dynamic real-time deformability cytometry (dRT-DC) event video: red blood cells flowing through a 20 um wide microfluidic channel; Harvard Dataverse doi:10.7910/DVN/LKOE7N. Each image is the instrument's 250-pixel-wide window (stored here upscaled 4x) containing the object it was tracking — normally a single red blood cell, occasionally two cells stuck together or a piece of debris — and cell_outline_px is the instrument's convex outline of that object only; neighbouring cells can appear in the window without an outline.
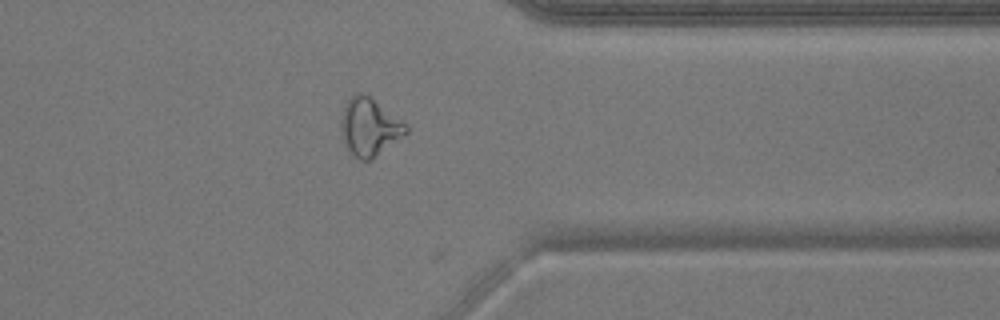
{"species": "common noctule bat (a hibernating species)", "species_latin": "Nyctalus noctula", "temperature_condition": "warm", "stored_images_in_passage": 42, "camera_frame_rate_fps": 3000, "um_per_image_px": 0.085, "animal": {"sex": "male", "body_mass_g": 17.9}, "frame": {"image": 1, "passage_image": 41, "time_ms": 13.333, "image_size_px": [1000, 320], "cell_outline_px": [[408, 132], [372, 160], [360, 160], [348, 152], [340, 132], [340, 120], [344, 104], [356, 92], [368, 92], [408, 124]], "centroid_in_image_um": [31.4, 10.75], "position_along_channel_um": 380.0, "area_um2": 22.66}}